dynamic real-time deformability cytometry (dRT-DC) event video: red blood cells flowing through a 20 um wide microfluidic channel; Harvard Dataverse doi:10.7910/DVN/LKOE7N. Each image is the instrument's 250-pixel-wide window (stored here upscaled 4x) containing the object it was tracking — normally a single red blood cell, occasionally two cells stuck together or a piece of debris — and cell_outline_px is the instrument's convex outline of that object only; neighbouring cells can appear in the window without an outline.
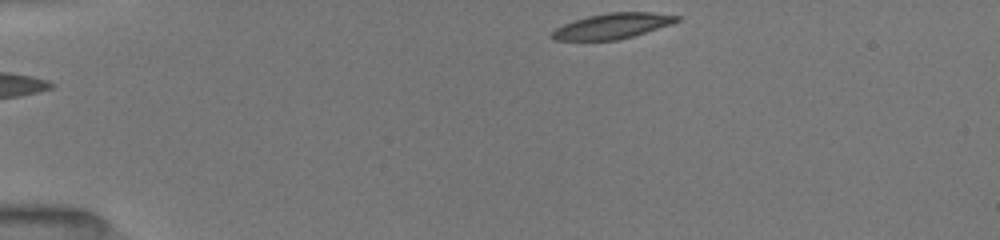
{"species": "common noctule bat (a hibernating species)", "species_latin": "Nyctalus noctula", "temperature_condition": "room temperature", "stored_images_in_passage": 4, "segment_of_instrument_passage": [2, 2], "camera_frame_rate_fps": 3000, "um_per_image_px": 0.085, "animal": {"sex": "female", "body_mass_g": 19.5, "forearm_length_mm": 54.1}, "frame": {"image": 1, "passage_image": 4, "time_ms": 3.0, "image_size_px": [1000, 240], "cell_outline_px": [[680, 20], [672, 24], [632, 36], [616, 40], [552, 40], [548, 36], [556, 28], [564, 24], [588, 16], [608, 12], [652, 12], [680, 16]], "centroid_in_image_um": [52.05, 2.21], "position_along_channel_um": 33.0, "area_um2": 18.44}}